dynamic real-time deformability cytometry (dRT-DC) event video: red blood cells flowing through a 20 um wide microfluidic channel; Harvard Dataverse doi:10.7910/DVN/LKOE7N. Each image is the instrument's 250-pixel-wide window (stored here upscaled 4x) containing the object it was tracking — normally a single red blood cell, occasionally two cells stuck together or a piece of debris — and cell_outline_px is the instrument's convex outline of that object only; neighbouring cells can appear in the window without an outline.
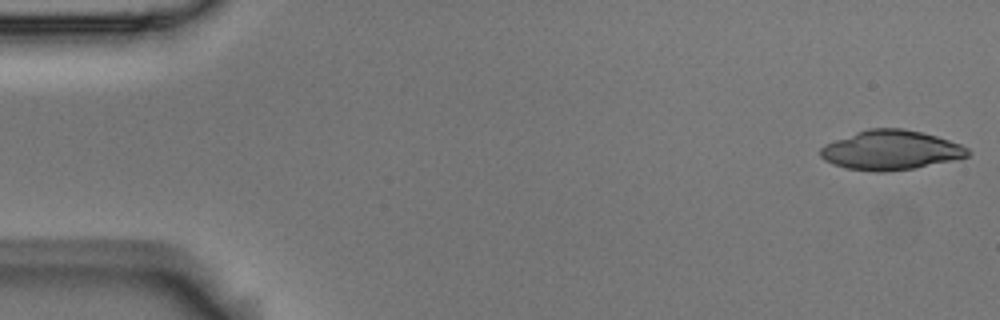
{"species": "Egyptian fruit bat (a non-hibernating species)", "species_latin": "Rousettus aegyptiacus", "temperature_condition": "room temperature", "stored_images_in_passage": 53, "camera_frame_rate_fps": 3000, "um_per_image_px": 0.085, "animal": {"sex": "male"}, "frame": {"image": 1, "passage_image": 1, "time_ms": 0.0, "image_size_px": [1000, 320], "cell_outline_px": [[972, 152], [968, 156], [960, 160], [912, 168], [884, 172], [876, 172], [844, 168], [832, 164], [824, 160], [820, 156], [820, 148], [824, 144], [856, 132], [868, 128], [904, 128], [924, 132], [960, 144], [968, 148]], "centroid_in_image_um": [75.74, 12.76], "position_along_channel_um": 9.3, "area_um2": 34.28}}